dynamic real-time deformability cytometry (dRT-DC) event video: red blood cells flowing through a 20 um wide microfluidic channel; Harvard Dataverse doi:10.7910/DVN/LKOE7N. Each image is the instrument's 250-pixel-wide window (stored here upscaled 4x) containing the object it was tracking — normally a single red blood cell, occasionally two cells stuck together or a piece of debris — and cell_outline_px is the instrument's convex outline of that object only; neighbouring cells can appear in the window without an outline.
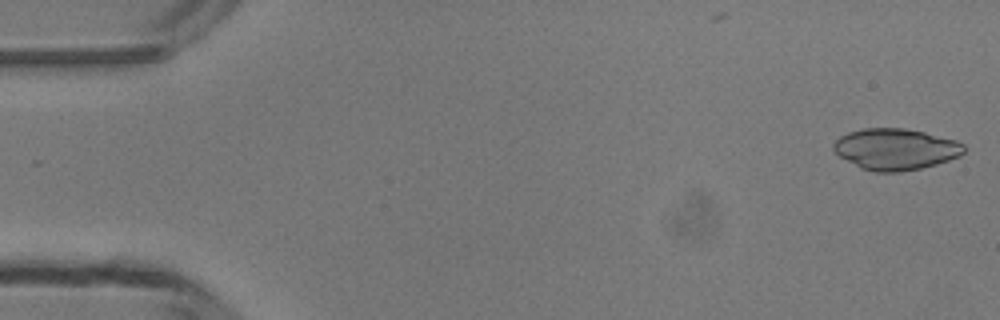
{"species": "common noctule bat (a hibernating species)", "species_latin": "Nyctalus noctula", "temperature_condition": "room temperature", "stored_images_in_passage": 48, "camera_frame_rate_fps": 3000, "um_per_image_px": 0.085, "animal": {"sex": "male", "body_mass_g": 13.3}, "frame": {"image": 1, "passage_image": 1, "time_ms": 0.0, "image_size_px": [1000, 320], "cell_outline_px": [[964, 152], [960, 156], [936, 164], [920, 168], [900, 172], [876, 172], [860, 168], [840, 156], [832, 148], [832, 144], [840, 136], [848, 132], [864, 128], [904, 128], [924, 132], [956, 140], [964, 144]], "centroid_in_image_um": [76.11, 12.67], "position_along_channel_um": 8.9, "area_um2": 31.33}}